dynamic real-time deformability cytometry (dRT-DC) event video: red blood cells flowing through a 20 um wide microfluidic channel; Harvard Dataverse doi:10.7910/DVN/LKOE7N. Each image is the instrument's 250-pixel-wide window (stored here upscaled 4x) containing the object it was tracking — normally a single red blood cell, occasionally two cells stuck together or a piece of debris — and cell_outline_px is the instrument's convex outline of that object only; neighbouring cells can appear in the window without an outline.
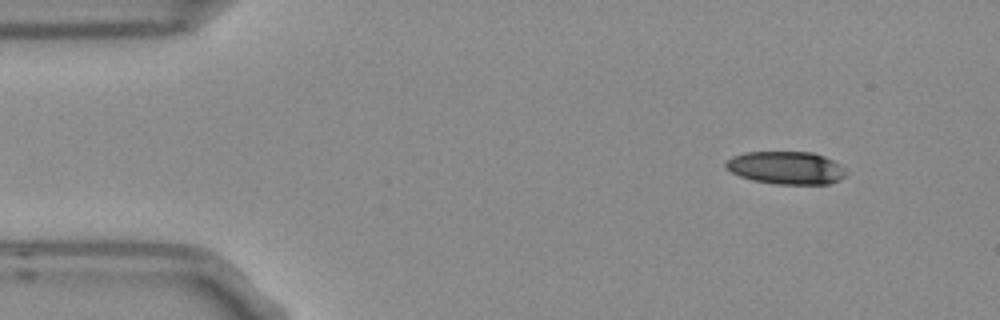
{"species": "Egyptian fruit bat (a non-hibernating species)", "species_latin": "Rousettus aegyptiacus", "temperature_condition": "room temperature", "stored_images_in_passage": 5, "camera_frame_rate_fps": 3000, "um_per_image_px": 0.085, "frame": {"image": 1, "passage_image": 1, "time_ms": 0.0, "image_size_px": [1000, 320], "cell_outline_px": [[844, 176], [828, 184], [772, 184], [752, 180], [740, 176], [732, 172], [724, 164], [732, 156], [744, 152], [812, 152], [824, 156], [832, 160], [844, 168]], "centroid_in_image_um": [66.78, 14.26], "position_along_channel_um": 18.2, "area_um2": 22.77}}
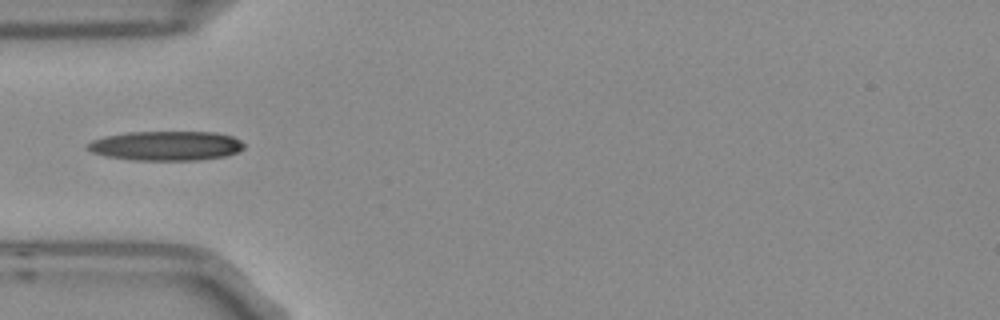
{"frame": {"image": 2, "passage_image": 4, "time_ms": 1.0, "image_size_px": [1000, 320], "cell_outline_px": [[244, 148], [236, 152], [224, 156], [200, 160], [132, 160], [108, 156], [92, 152], [88, 148], [88, 144], [92, 140], [104, 136], [128, 132], [216, 132], [232, 136], [240, 140], [244, 144]], "centroid_in_image_um": [14.13, 12.39], "position_along_channel_um": 70.9, "area_um2": 26.76}}
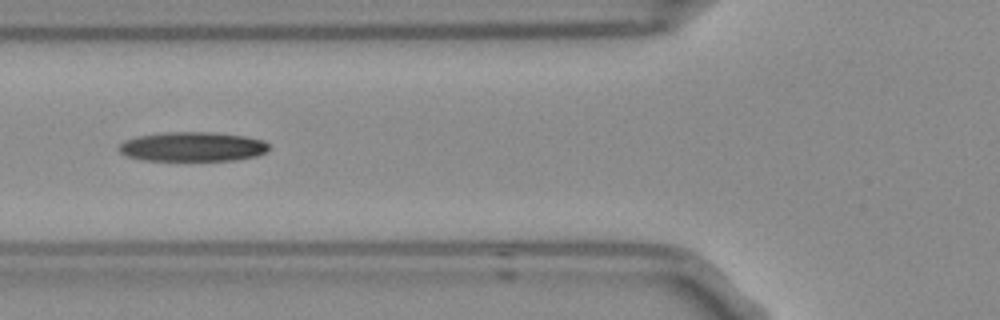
{"frame": {"image": 3, "passage_image": 5, "time_ms": 1.333, "image_size_px": [1000, 320], "cell_outline_px": [[268, 152], [256, 156], [236, 160], [144, 160], [128, 156], [120, 152], [116, 148], [124, 140], [136, 136], [164, 132], [212, 132], [244, 136], [264, 140], [268, 144]], "centroid_in_image_um": [16.36, 12.46], "position_along_channel_um": 109.4, "area_um2": 25.84}}